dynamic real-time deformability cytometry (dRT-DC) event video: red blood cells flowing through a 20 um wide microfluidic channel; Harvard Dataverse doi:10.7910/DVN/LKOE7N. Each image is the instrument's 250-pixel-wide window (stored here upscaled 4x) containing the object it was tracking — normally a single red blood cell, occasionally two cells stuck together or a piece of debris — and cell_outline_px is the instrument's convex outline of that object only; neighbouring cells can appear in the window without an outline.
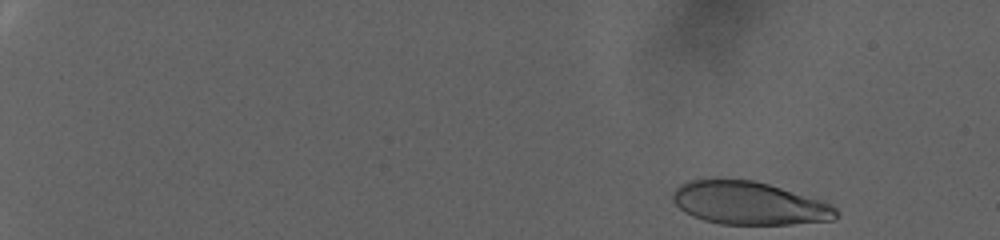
{"species": "human", "species_latin": "Homo sapiens", "temperature_condition": "warm", "stored_images_in_passage": 80, "camera_frame_rate_fps": 3000, "um_per_image_px": 0.085, "donor": {"sex": "female"}, "frame": {"image": 1, "passage_image": 1, "time_ms": 0.0, "image_size_px": [1000, 240], "cell_outline_px": [[840, 212], [832, 220], [792, 224], [720, 224], [704, 220], [692, 216], [684, 212], [672, 200], [672, 192], [680, 184], [692, 180], [752, 180], [768, 184], [824, 200], [832, 204]], "centroid_in_image_um": [63.7, 17.28], "position_along_channel_um": 21.3, "area_um2": 40.86}}
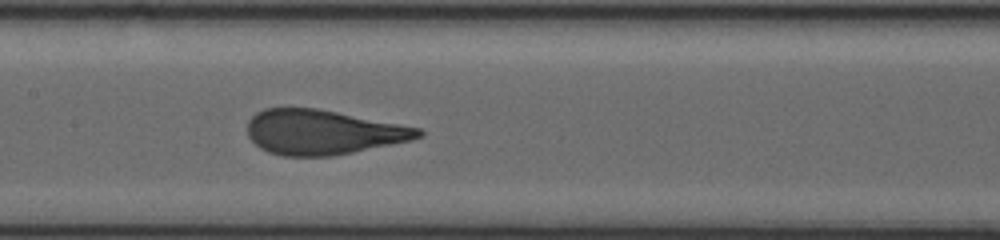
{"frame": {"image": 2, "passage_image": 43, "time_ms": 14.0, "image_size_px": [1000, 240], "cell_outline_px": [[424, 136], [412, 140], [332, 156], [284, 156], [268, 152], [260, 148], [248, 136], [248, 120], [256, 112], [264, 108], [316, 108], [420, 128], [424, 132]], "centroid_in_image_um": [27.42, 11.24], "position_along_channel_um": 180.0, "area_um2": 44.33}}
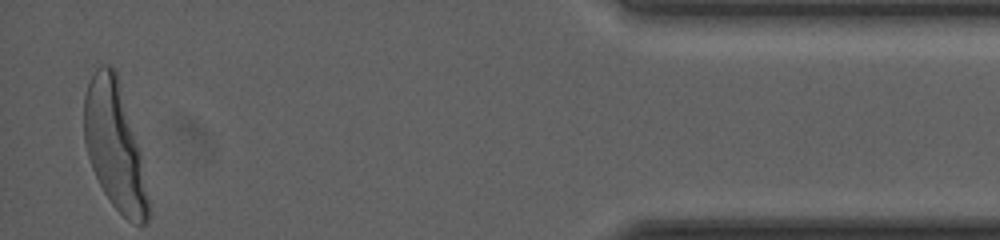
{"frame": {"image": 3, "passage_image": 80, "time_ms": 26.333, "image_size_px": [1000, 240], "cell_outline_px": [[148, 220], [144, 224], [140, 224], [128, 220], [112, 204], [104, 192], [92, 168], [84, 144], [84, 96], [88, 84], [96, 68], [100, 64], [108, 64], [116, 68], [140, 152], [148, 200]], "centroid_in_image_um": [9.72, 12.33], "position_along_channel_um": 425.5, "area_um2": 47.05}, "authors_computed_cell_mechanics": {"area_um2": 44.3037, "velocity_mm_per_s": 2.4279, "shape_relaxation_time_tau1_ms": 6.817, "shape_relaxation_time_tau2_ms": null, "deformation_change_tau1": 0.2545, "deformation_change_tau2": null}}